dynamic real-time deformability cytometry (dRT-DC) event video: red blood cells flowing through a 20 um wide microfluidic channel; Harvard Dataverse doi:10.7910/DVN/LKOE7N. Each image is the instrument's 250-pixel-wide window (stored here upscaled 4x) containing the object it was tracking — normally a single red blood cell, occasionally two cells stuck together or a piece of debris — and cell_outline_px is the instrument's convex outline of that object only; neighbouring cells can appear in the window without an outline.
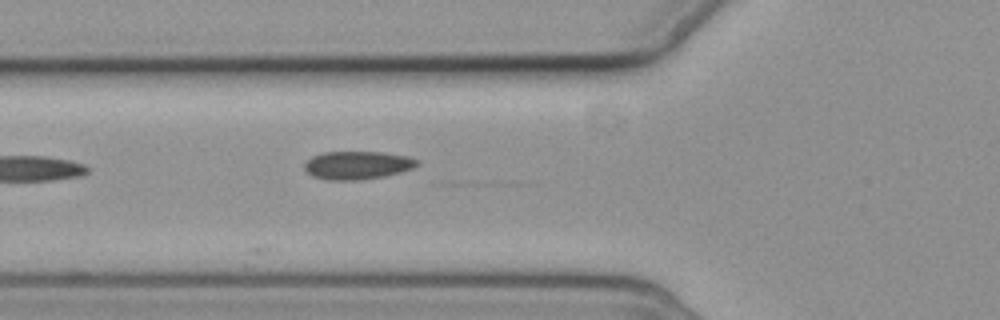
{"species": "common noctule bat (a hibernating species)", "species_latin": "Nyctalus noctula", "temperature_condition": "cold", "stored_images_in_passage": 3, "camera_frame_rate_fps": 3000, "um_per_image_px": 0.085, "animal": {"sex": "female", "body_mass_g": 19.3, "forearm_length_mm": 54.1}, "frame": {"image": 1, "passage_image": 3, "time_ms": 2.333, "image_size_px": [1000, 320], "cell_outline_px": [[420, 164], [412, 168], [400, 172], [384, 176], [360, 180], [328, 180], [312, 176], [304, 168], [304, 164], [312, 156], [324, 152], [384, 152], [408, 156], [420, 160]], "centroid_in_image_um": [30.4, 14.04], "position_along_channel_um": 95.4, "area_um2": 18.55}}